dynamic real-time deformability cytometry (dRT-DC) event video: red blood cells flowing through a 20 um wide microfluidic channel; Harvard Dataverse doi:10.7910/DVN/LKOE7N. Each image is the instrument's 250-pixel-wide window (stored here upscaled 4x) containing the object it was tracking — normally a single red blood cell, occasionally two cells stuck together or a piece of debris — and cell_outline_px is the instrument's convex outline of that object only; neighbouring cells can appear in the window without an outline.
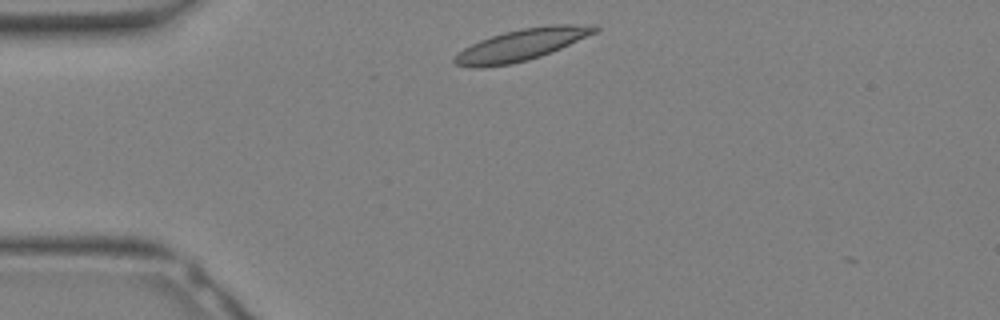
{"species": "Egyptian fruit bat (a non-hibernating species)", "species_latin": "Rousettus aegyptiacus", "temperature_condition": "warm", "stored_images_in_passage": 13, "camera_frame_rate_fps": 3000, "um_per_image_px": 0.085, "animal": {"sex": "female"}, "frame": {"image": 1, "passage_image": 1, "time_ms": 0.0, "image_size_px": [1000, 320], "cell_outline_px": [[600, 28], [596, 32], [560, 48], [540, 56], [528, 60], [512, 64], [484, 68], [472, 68], [452, 64], [452, 60], [464, 48], [480, 40], [504, 32], [524, 28], [552, 24], [596, 24]], "centroid_in_image_um": [44.31, 3.81], "position_along_channel_um": 40.7, "area_um2": 25.78}}
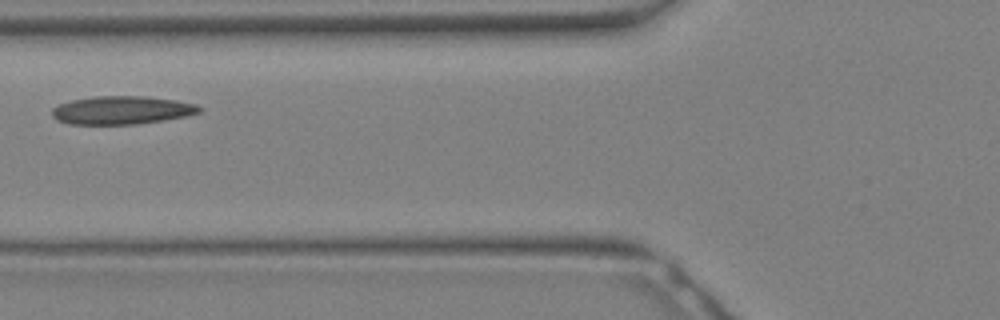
{"frame": {"image": 2, "passage_image": 6, "time_ms": 1.667, "image_size_px": [1000, 320], "cell_outline_px": [[204, 108], [200, 112], [184, 116], [164, 120], [136, 124], [68, 124], [56, 120], [52, 116], [52, 108], [56, 104], [72, 100], [96, 96], [144, 96], [176, 100], [196, 104]], "centroid_in_image_um": [10.33, 9.36], "position_along_channel_um": 115.5, "area_um2": 24.33}}
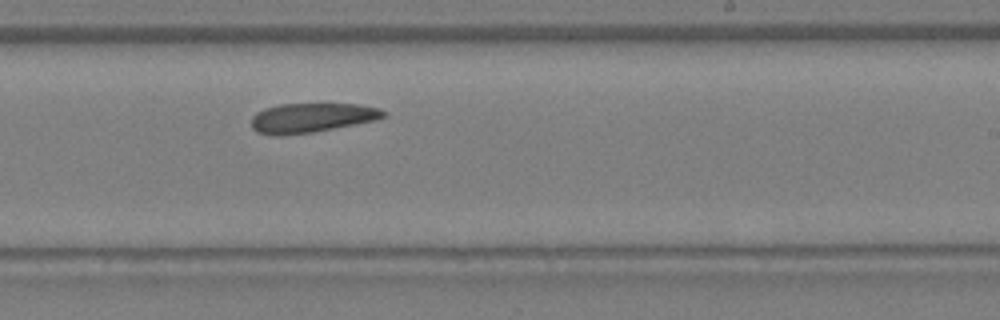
{"frame": {"image": 3, "passage_image": 13, "time_ms": 4.0, "image_size_px": [1000, 320], "cell_outline_px": [[388, 116], [376, 120], [312, 132], [280, 136], [256, 132], [252, 128], [252, 116], [256, 112], [264, 108], [280, 104], [356, 104], [380, 108]], "centroid_in_image_um": [26.47, 10.01], "position_along_channel_um": 262.5, "area_um2": 22.6}}